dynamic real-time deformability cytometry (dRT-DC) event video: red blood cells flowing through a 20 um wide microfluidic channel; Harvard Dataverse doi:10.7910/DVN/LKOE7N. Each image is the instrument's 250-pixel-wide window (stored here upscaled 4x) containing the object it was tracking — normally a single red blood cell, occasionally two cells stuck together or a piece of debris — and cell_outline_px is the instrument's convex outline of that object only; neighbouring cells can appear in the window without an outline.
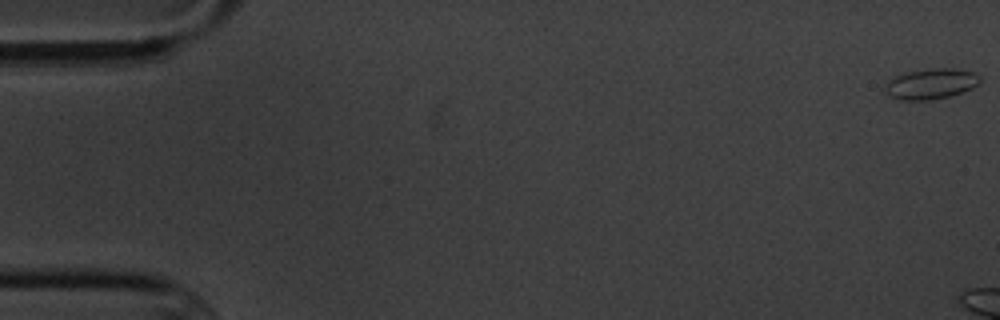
{"species": "common noctule bat (a hibernating species)", "species_latin": "Nyctalus noctula", "temperature_condition": "cold", "stored_images_in_passage": 3, "camera_frame_rate_fps": 3000, "um_per_image_px": 0.085, "animal": {"sex": "male", "body_mass_g": 20.1, "forearm_length_mm": 53.5}, "frame": {"image": 1, "passage_image": 1, "time_ms": 0.0, "image_size_px": [1000, 320], "cell_outline_px": [[980, 80], [972, 88], [948, 96], [932, 100], [900, 100], [888, 96], [884, 92], [884, 84], [888, 80], [896, 76], [908, 72], [936, 68], [952, 68], [972, 72], [980, 76]], "centroid_in_image_um": [79.06, 7.14], "position_along_channel_um": 5.9, "area_um2": 16.76}}